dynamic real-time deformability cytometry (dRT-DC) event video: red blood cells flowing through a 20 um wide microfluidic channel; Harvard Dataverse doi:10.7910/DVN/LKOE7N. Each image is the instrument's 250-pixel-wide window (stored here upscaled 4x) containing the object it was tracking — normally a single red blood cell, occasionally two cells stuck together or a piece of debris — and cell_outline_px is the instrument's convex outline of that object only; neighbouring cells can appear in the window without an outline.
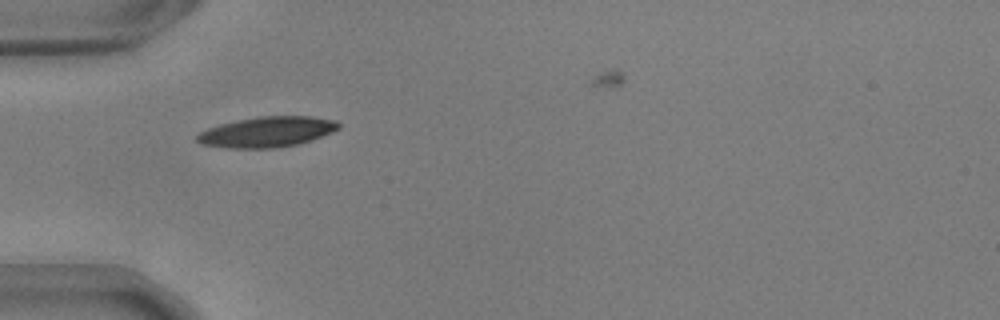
{"species": "common noctule bat (a hibernating species)", "species_latin": "Nyctalus noctula", "temperature_condition": "warm", "stored_images_in_passage": 32, "camera_frame_rate_fps": 3000, "um_per_image_px": 0.085, "animal": {"sex": "male", "body_mass_g": 17.9, "forearm_length_mm": 54.2}, "frame": {"image": 1, "passage_image": 1, "time_ms": 0.0, "image_size_px": [1000, 320], "cell_outline_px": [[340, 128], [332, 132], [312, 140], [296, 144], [276, 148], [228, 148], [200, 144], [196, 140], [196, 136], [200, 132], [208, 128], [220, 124], [236, 120], [260, 116], [308, 116], [336, 120], [340, 124]], "centroid_in_image_um": [22.69, 11.21], "position_along_channel_um": 62.3, "area_um2": 25.14}}
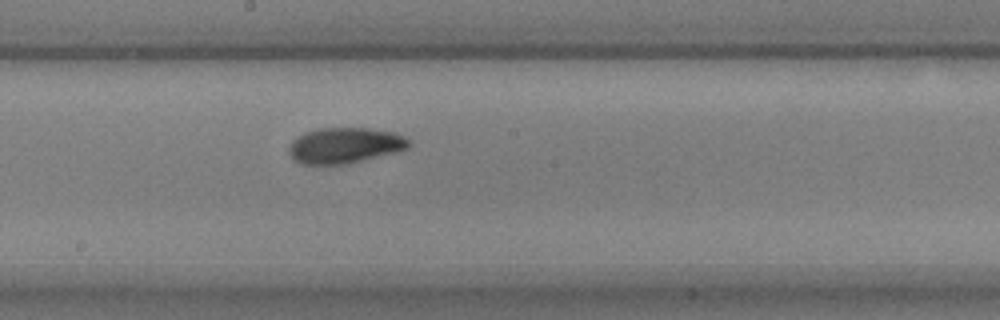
{"frame": {"image": 2, "passage_image": 14, "time_ms": 4.333, "image_size_px": [1000, 320], "cell_outline_px": [[412, 140], [408, 148], [396, 152], [348, 164], [300, 164], [292, 160], [288, 152], [288, 148], [292, 140], [296, 136], [304, 132], [320, 128], [368, 128], [396, 132]], "centroid_in_image_um": [29.3, 12.36], "position_along_channel_um": 218.9, "area_um2": 25.37}}
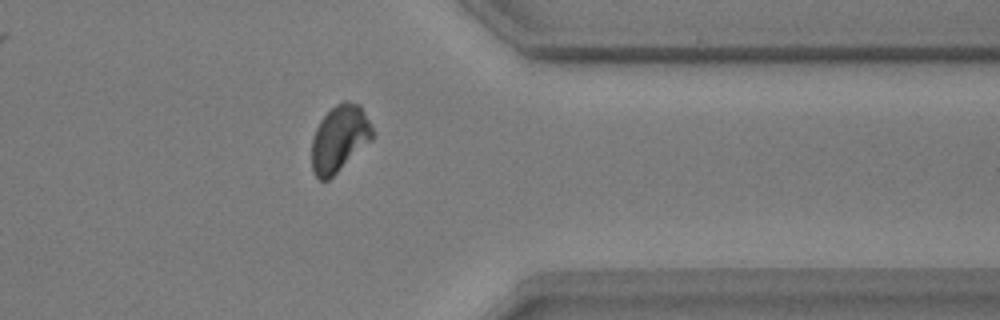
{"frame": {"image": 3, "passage_image": 28, "time_ms": 9.0, "image_size_px": [1000, 320], "cell_outline_px": [[372, 140], [328, 180], [320, 180], [312, 172], [312, 136], [320, 120], [336, 104], [344, 100], [348, 100], [360, 104], [372, 128]], "centroid_in_image_um": [28.84, 11.76], "position_along_channel_um": 382.6, "area_um2": 23.41}}